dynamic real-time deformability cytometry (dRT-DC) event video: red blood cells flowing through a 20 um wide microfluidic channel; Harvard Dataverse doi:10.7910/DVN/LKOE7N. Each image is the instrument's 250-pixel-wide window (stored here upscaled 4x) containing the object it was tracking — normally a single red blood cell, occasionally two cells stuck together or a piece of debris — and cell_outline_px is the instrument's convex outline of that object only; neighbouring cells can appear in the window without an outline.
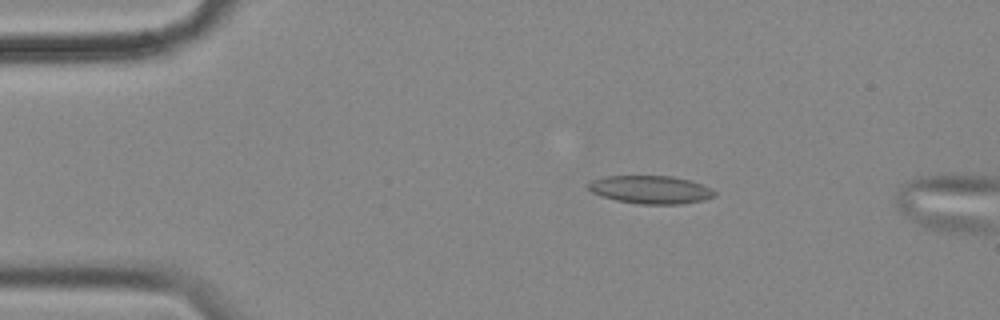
{"species": "common noctule bat (a hibernating species)", "species_latin": "Nyctalus noctula", "temperature_condition": "cold", "stored_images_in_passage": 12, "camera_frame_rate_fps": 3000, "um_per_image_px": 0.085, "animal": {"sex": "female", "body_mass_g": 18.4}, "frame": {"image": 1, "passage_image": 10, "time_ms": 3.0, "image_size_px": [1000, 320], "cell_outline_px": [[716, 196], [704, 200], [680, 204], [640, 204], [616, 200], [600, 196], [592, 192], [588, 188], [588, 184], [592, 180], [604, 176], [672, 176], [688, 180], [700, 184], [716, 192]], "centroid_in_image_um": [55.28, 16.12], "position_along_channel_um": 29.7, "area_um2": 20.52}}